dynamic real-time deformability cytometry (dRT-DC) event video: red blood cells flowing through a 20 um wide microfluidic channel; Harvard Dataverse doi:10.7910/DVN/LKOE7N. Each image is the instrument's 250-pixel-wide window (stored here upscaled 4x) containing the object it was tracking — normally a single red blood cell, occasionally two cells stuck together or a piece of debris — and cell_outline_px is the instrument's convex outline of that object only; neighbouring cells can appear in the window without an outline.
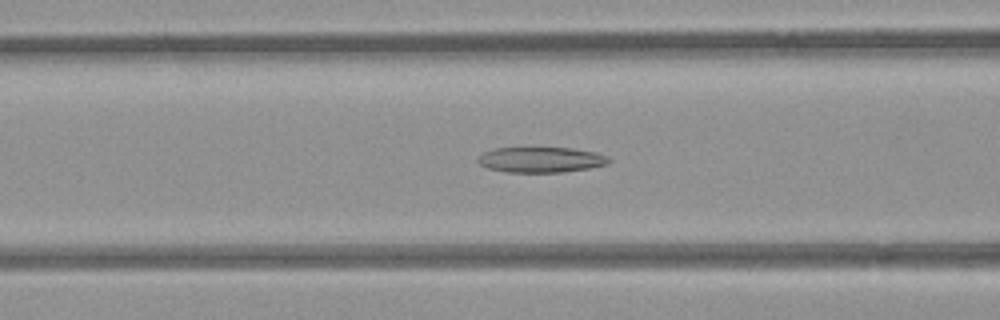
{"species": "common noctule bat (a hibernating species)", "species_latin": "Nyctalus noctula", "temperature_condition": "room temperature", "stored_images_in_passage": 46, "camera_frame_rate_fps": 3000, "um_per_image_px": 0.085, "animal": {"sex": "female", "body_mass_g": 21.9}, "frame": {"image": 1, "passage_image": 14, "time_ms": 4.333, "image_size_px": [1000, 320], "cell_outline_px": [[612, 160], [608, 164], [588, 168], [564, 172], [504, 172], [488, 168], [480, 164], [476, 160], [476, 156], [484, 152], [496, 148], [572, 148], [596, 152], [608, 156]], "centroid_in_image_um": [45.98, 13.58], "position_along_channel_um": 120.6, "area_um2": 19.54}}
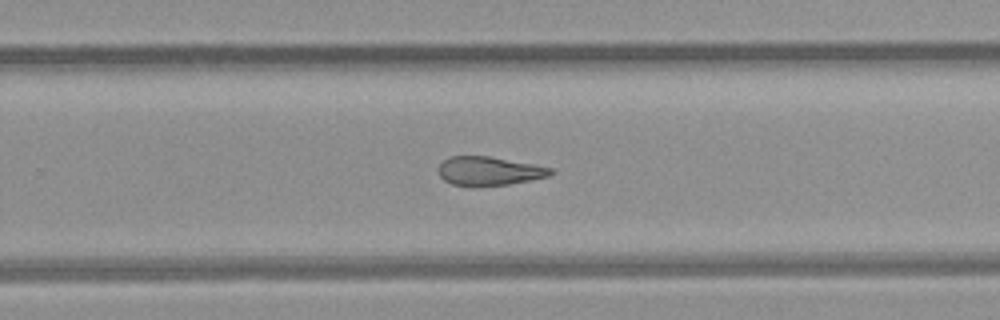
{"frame": {"image": 2, "passage_image": 27, "time_ms": 8.667, "image_size_px": [1000, 320], "cell_outline_px": [[552, 176], [508, 184], [472, 188], [452, 184], [444, 180], [440, 176], [440, 164], [448, 156], [488, 156], [536, 164], [552, 168]], "centroid_in_image_um": [41.58, 14.55], "position_along_channel_um": 288.2, "area_um2": 19.13}}
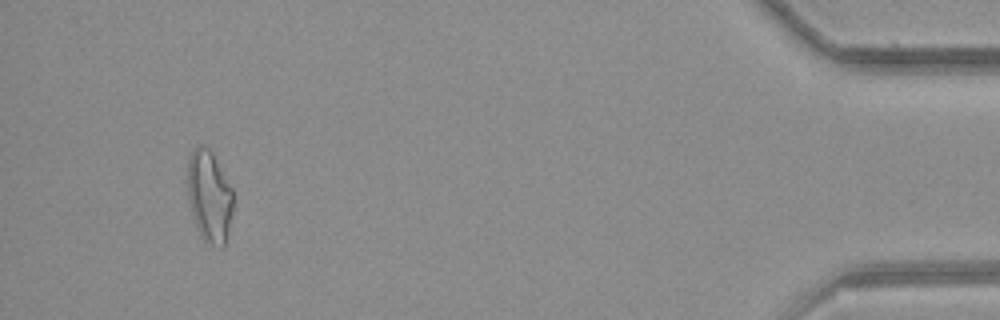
{"frame": {"image": 3, "passage_image": 43, "time_ms": 14.0, "image_size_px": [1000, 320], "cell_outline_px": [[232, 212], [228, 236], [224, 244], [220, 248], [204, 240], [196, 224], [188, 200], [188, 160], [192, 148], [200, 144], [208, 148], [212, 152], [232, 188]], "centroid_in_image_um": [17.79, 16.66], "position_along_channel_um": 417.4, "area_um2": 24.16}, "authors_computed_cell_mechanics": {"area_um2": 21.0103, "velocity_mm_per_s": 3.8638, "shape_relaxation_time_tau1_ms": null, "shape_relaxation_time_tau2_ms": 2.0882, "deformation_change_tau1": null, "deformation_change_tau2": 0.1112}}